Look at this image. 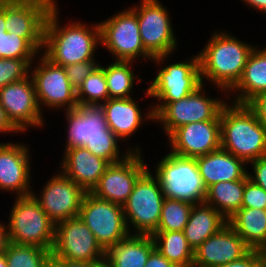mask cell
Returning a JSON list of instances; mask_svg holds the SVG:
<instances>
[{"label":"cell","instance_id":"f6af8a7d","mask_svg":"<svg viewBox=\"0 0 266 267\" xmlns=\"http://www.w3.org/2000/svg\"><path fill=\"white\" fill-rule=\"evenodd\" d=\"M9 244L8 230L6 221H0V254L6 251L7 245Z\"/></svg>","mask_w":266,"mask_h":267},{"label":"cell","instance_id":"9c48e42d","mask_svg":"<svg viewBox=\"0 0 266 267\" xmlns=\"http://www.w3.org/2000/svg\"><path fill=\"white\" fill-rule=\"evenodd\" d=\"M148 168L136 181L133 191L123 205L130 234L152 235L161 218L164 194L158 178ZM133 229V230H132Z\"/></svg>","mask_w":266,"mask_h":267},{"label":"cell","instance_id":"681fc988","mask_svg":"<svg viewBox=\"0 0 266 267\" xmlns=\"http://www.w3.org/2000/svg\"><path fill=\"white\" fill-rule=\"evenodd\" d=\"M0 267H8L5 252L0 254Z\"/></svg>","mask_w":266,"mask_h":267},{"label":"cell","instance_id":"5b68a950","mask_svg":"<svg viewBox=\"0 0 266 267\" xmlns=\"http://www.w3.org/2000/svg\"><path fill=\"white\" fill-rule=\"evenodd\" d=\"M170 56L173 57V55L157 56L151 61V64L154 63L159 67L155 78L148 82L150 85L144 90V96L156 99V104L181 100L203 84L198 54L169 64ZM166 60L168 62H165Z\"/></svg>","mask_w":266,"mask_h":267},{"label":"cell","instance_id":"603a6c76","mask_svg":"<svg viewBox=\"0 0 266 267\" xmlns=\"http://www.w3.org/2000/svg\"><path fill=\"white\" fill-rule=\"evenodd\" d=\"M59 169L85 192H91L110 165L85 147L63 150Z\"/></svg>","mask_w":266,"mask_h":267},{"label":"cell","instance_id":"b9f144b4","mask_svg":"<svg viewBox=\"0 0 266 267\" xmlns=\"http://www.w3.org/2000/svg\"><path fill=\"white\" fill-rule=\"evenodd\" d=\"M144 267H177L174 263L170 262L166 257L162 256L155 248L147 260Z\"/></svg>","mask_w":266,"mask_h":267},{"label":"cell","instance_id":"8d00e7d4","mask_svg":"<svg viewBox=\"0 0 266 267\" xmlns=\"http://www.w3.org/2000/svg\"><path fill=\"white\" fill-rule=\"evenodd\" d=\"M98 60H86L83 62L69 64L64 66L68 80L71 86L78 91L83 84V81L93 72L99 65Z\"/></svg>","mask_w":266,"mask_h":267},{"label":"cell","instance_id":"2e32d148","mask_svg":"<svg viewBox=\"0 0 266 267\" xmlns=\"http://www.w3.org/2000/svg\"><path fill=\"white\" fill-rule=\"evenodd\" d=\"M42 188L40 194L34 189L31 194L55 224L79 216L86 192L60 169L52 174Z\"/></svg>","mask_w":266,"mask_h":267},{"label":"cell","instance_id":"f907efd6","mask_svg":"<svg viewBox=\"0 0 266 267\" xmlns=\"http://www.w3.org/2000/svg\"><path fill=\"white\" fill-rule=\"evenodd\" d=\"M261 267H266V251L261 250Z\"/></svg>","mask_w":266,"mask_h":267},{"label":"cell","instance_id":"8fae6325","mask_svg":"<svg viewBox=\"0 0 266 267\" xmlns=\"http://www.w3.org/2000/svg\"><path fill=\"white\" fill-rule=\"evenodd\" d=\"M160 0H139L130 5L136 13L139 33L145 51L154 59L157 56L173 55L177 52L178 40L172 24L173 17Z\"/></svg>","mask_w":266,"mask_h":267},{"label":"cell","instance_id":"7402d4cb","mask_svg":"<svg viewBox=\"0 0 266 267\" xmlns=\"http://www.w3.org/2000/svg\"><path fill=\"white\" fill-rule=\"evenodd\" d=\"M250 250L251 248L227 224L194 249L193 264L201 267H218L241 259Z\"/></svg>","mask_w":266,"mask_h":267},{"label":"cell","instance_id":"52a82bcc","mask_svg":"<svg viewBox=\"0 0 266 267\" xmlns=\"http://www.w3.org/2000/svg\"><path fill=\"white\" fill-rule=\"evenodd\" d=\"M205 85L202 84L181 100L168 104L152 103L154 122L158 124L157 126L160 124L166 137L177 128L189 123L220 120L221 110L229 100L223 97L215 98L214 95L213 98L208 96Z\"/></svg>","mask_w":266,"mask_h":267},{"label":"cell","instance_id":"c3c4849f","mask_svg":"<svg viewBox=\"0 0 266 267\" xmlns=\"http://www.w3.org/2000/svg\"><path fill=\"white\" fill-rule=\"evenodd\" d=\"M7 32L5 27V0H0V33Z\"/></svg>","mask_w":266,"mask_h":267},{"label":"cell","instance_id":"484cf974","mask_svg":"<svg viewBox=\"0 0 266 267\" xmlns=\"http://www.w3.org/2000/svg\"><path fill=\"white\" fill-rule=\"evenodd\" d=\"M154 249L151 235L129 234L105 252L104 267H144Z\"/></svg>","mask_w":266,"mask_h":267},{"label":"cell","instance_id":"d6986e66","mask_svg":"<svg viewBox=\"0 0 266 267\" xmlns=\"http://www.w3.org/2000/svg\"><path fill=\"white\" fill-rule=\"evenodd\" d=\"M30 145L7 141L0 142V191L14 197L32 193V156Z\"/></svg>","mask_w":266,"mask_h":267},{"label":"cell","instance_id":"f35d334b","mask_svg":"<svg viewBox=\"0 0 266 267\" xmlns=\"http://www.w3.org/2000/svg\"><path fill=\"white\" fill-rule=\"evenodd\" d=\"M248 165L251 168L247 173L249 179L266 191V156L257 158Z\"/></svg>","mask_w":266,"mask_h":267},{"label":"cell","instance_id":"6da1fadb","mask_svg":"<svg viewBox=\"0 0 266 267\" xmlns=\"http://www.w3.org/2000/svg\"><path fill=\"white\" fill-rule=\"evenodd\" d=\"M59 5L49 11L44 29L41 54L58 66H67L86 60H96L95 51L101 45L99 23L87 25L80 20L60 21ZM99 45V46H98Z\"/></svg>","mask_w":266,"mask_h":267},{"label":"cell","instance_id":"d4e9b609","mask_svg":"<svg viewBox=\"0 0 266 267\" xmlns=\"http://www.w3.org/2000/svg\"><path fill=\"white\" fill-rule=\"evenodd\" d=\"M262 47L256 45L250 53L241 78L227 93L229 102L246 104L266 90V47Z\"/></svg>","mask_w":266,"mask_h":267},{"label":"cell","instance_id":"f546056e","mask_svg":"<svg viewBox=\"0 0 266 267\" xmlns=\"http://www.w3.org/2000/svg\"><path fill=\"white\" fill-rule=\"evenodd\" d=\"M151 236L158 252L177 267L193 265L194 250L183 231H155Z\"/></svg>","mask_w":266,"mask_h":267},{"label":"cell","instance_id":"836d02e7","mask_svg":"<svg viewBox=\"0 0 266 267\" xmlns=\"http://www.w3.org/2000/svg\"><path fill=\"white\" fill-rule=\"evenodd\" d=\"M50 250L33 245L9 242L5 251L8 267H42Z\"/></svg>","mask_w":266,"mask_h":267},{"label":"cell","instance_id":"60d3db41","mask_svg":"<svg viewBox=\"0 0 266 267\" xmlns=\"http://www.w3.org/2000/svg\"><path fill=\"white\" fill-rule=\"evenodd\" d=\"M218 267H261V250L251 249L241 259Z\"/></svg>","mask_w":266,"mask_h":267},{"label":"cell","instance_id":"4fadbf2b","mask_svg":"<svg viewBox=\"0 0 266 267\" xmlns=\"http://www.w3.org/2000/svg\"><path fill=\"white\" fill-rule=\"evenodd\" d=\"M79 217L105 252L130 234L123 206L99 199L90 192L83 196Z\"/></svg>","mask_w":266,"mask_h":267},{"label":"cell","instance_id":"44dd1931","mask_svg":"<svg viewBox=\"0 0 266 267\" xmlns=\"http://www.w3.org/2000/svg\"><path fill=\"white\" fill-rule=\"evenodd\" d=\"M167 141L169 151L183 157L197 158L214 152L221 148L220 120L183 125Z\"/></svg>","mask_w":266,"mask_h":267},{"label":"cell","instance_id":"30bf717a","mask_svg":"<svg viewBox=\"0 0 266 267\" xmlns=\"http://www.w3.org/2000/svg\"><path fill=\"white\" fill-rule=\"evenodd\" d=\"M100 26V47L111 53L116 61L139 60L151 62L153 58L145 51L136 13L127 7L124 10L111 14L109 18L98 22ZM141 57V58H140ZM137 59V60H136Z\"/></svg>","mask_w":266,"mask_h":267},{"label":"cell","instance_id":"3957f363","mask_svg":"<svg viewBox=\"0 0 266 267\" xmlns=\"http://www.w3.org/2000/svg\"><path fill=\"white\" fill-rule=\"evenodd\" d=\"M65 112L66 140L64 149L85 147L110 164L123 161L132 151H120L121 140L108 128L101 105H78ZM121 153V154H120Z\"/></svg>","mask_w":266,"mask_h":267},{"label":"cell","instance_id":"bcb514c9","mask_svg":"<svg viewBox=\"0 0 266 267\" xmlns=\"http://www.w3.org/2000/svg\"><path fill=\"white\" fill-rule=\"evenodd\" d=\"M42 267H66V259L58 258L50 253L45 259Z\"/></svg>","mask_w":266,"mask_h":267},{"label":"cell","instance_id":"ba28073f","mask_svg":"<svg viewBox=\"0 0 266 267\" xmlns=\"http://www.w3.org/2000/svg\"><path fill=\"white\" fill-rule=\"evenodd\" d=\"M9 214L6 223L9 242L52 250L56 224L32 194L15 197Z\"/></svg>","mask_w":266,"mask_h":267},{"label":"cell","instance_id":"7bdbcfd3","mask_svg":"<svg viewBox=\"0 0 266 267\" xmlns=\"http://www.w3.org/2000/svg\"><path fill=\"white\" fill-rule=\"evenodd\" d=\"M8 133V134H7ZM0 134H21V132L12 124L4 108L0 104Z\"/></svg>","mask_w":266,"mask_h":267},{"label":"cell","instance_id":"5bb4252c","mask_svg":"<svg viewBox=\"0 0 266 267\" xmlns=\"http://www.w3.org/2000/svg\"><path fill=\"white\" fill-rule=\"evenodd\" d=\"M57 0H5V27L23 37L39 54L43 49L45 22Z\"/></svg>","mask_w":266,"mask_h":267},{"label":"cell","instance_id":"ffe728a7","mask_svg":"<svg viewBox=\"0 0 266 267\" xmlns=\"http://www.w3.org/2000/svg\"><path fill=\"white\" fill-rule=\"evenodd\" d=\"M101 106L105 112L108 128H110L122 142H126V144H123L124 147L132 152H142L143 149L138 143L136 144L137 146L135 143L134 146H132L128 141L137 131L139 132L141 126L147 122H154L152 105H148L147 111H142L143 109H141L142 107L137 103L136 97H131L108 99L101 104ZM143 112H146V114Z\"/></svg>","mask_w":266,"mask_h":267},{"label":"cell","instance_id":"ac0fdd59","mask_svg":"<svg viewBox=\"0 0 266 267\" xmlns=\"http://www.w3.org/2000/svg\"><path fill=\"white\" fill-rule=\"evenodd\" d=\"M142 152H131L123 161L110 164L90 192L95 197L123 206L138 178L149 168Z\"/></svg>","mask_w":266,"mask_h":267},{"label":"cell","instance_id":"8992f818","mask_svg":"<svg viewBox=\"0 0 266 267\" xmlns=\"http://www.w3.org/2000/svg\"><path fill=\"white\" fill-rule=\"evenodd\" d=\"M156 163L153 173L160 182L165 198L193 205L205 203L207 187L199 173L196 158L169 151Z\"/></svg>","mask_w":266,"mask_h":267},{"label":"cell","instance_id":"d6a6232c","mask_svg":"<svg viewBox=\"0 0 266 267\" xmlns=\"http://www.w3.org/2000/svg\"><path fill=\"white\" fill-rule=\"evenodd\" d=\"M192 207L193 204L165 198L156 231H183L189 220Z\"/></svg>","mask_w":266,"mask_h":267},{"label":"cell","instance_id":"1f68e13d","mask_svg":"<svg viewBox=\"0 0 266 267\" xmlns=\"http://www.w3.org/2000/svg\"><path fill=\"white\" fill-rule=\"evenodd\" d=\"M109 99L104 66L101 63L83 81L77 91L78 105H101Z\"/></svg>","mask_w":266,"mask_h":267},{"label":"cell","instance_id":"d590c367","mask_svg":"<svg viewBox=\"0 0 266 267\" xmlns=\"http://www.w3.org/2000/svg\"><path fill=\"white\" fill-rule=\"evenodd\" d=\"M35 59L0 58V89L21 81L30 75V65Z\"/></svg>","mask_w":266,"mask_h":267},{"label":"cell","instance_id":"816d5d0a","mask_svg":"<svg viewBox=\"0 0 266 267\" xmlns=\"http://www.w3.org/2000/svg\"><path fill=\"white\" fill-rule=\"evenodd\" d=\"M191 267H201V266H198V265H194V264H193Z\"/></svg>","mask_w":266,"mask_h":267},{"label":"cell","instance_id":"e575fe53","mask_svg":"<svg viewBox=\"0 0 266 267\" xmlns=\"http://www.w3.org/2000/svg\"><path fill=\"white\" fill-rule=\"evenodd\" d=\"M39 53L16 33H0V58L7 59H37Z\"/></svg>","mask_w":266,"mask_h":267},{"label":"cell","instance_id":"9a60e30c","mask_svg":"<svg viewBox=\"0 0 266 267\" xmlns=\"http://www.w3.org/2000/svg\"><path fill=\"white\" fill-rule=\"evenodd\" d=\"M51 253L71 261L105 260V251L79 216L56 224Z\"/></svg>","mask_w":266,"mask_h":267},{"label":"cell","instance_id":"277c9868","mask_svg":"<svg viewBox=\"0 0 266 267\" xmlns=\"http://www.w3.org/2000/svg\"><path fill=\"white\" fill-rule=\"evenodd\" d=\"M221 148L247 164L266 156V128L246 104L229 102L220 113Z\"/></svg>","mask_w":266,"mask_h":267},{"label":"cell","instance_id":"ee69618b","mask_svg":"<svg viewBox=\"0 0 266 267\" xmlns=\"http://www.w3.org/2000/svg\"><path fill=\"white\" fill-rule=\"evenodd\" d=\"M105 260L71 261L66 259V267H104Z\"/></svg>","mask_w":266,"mask_h":267},{"label":"cell","instance_id":"83f0119b","mask_svg":"<svg viewBox=\"0 0 266 267\" xmlns=\"http://www.w3.org/2000/svg\"><path fill=\"white\" fill-rule=\"evenodd\" d=\"M228 224L251 249L262 250L266 246V210L241 207Z\"/></svg>","mask_w":266,"mask_h":267},{"label":"cell","instance_id":"7a4b0ae2","mask_svg":"<svg viewBox=\"0 0 266 267\" xmlns=\"http://www.w3.org/2000/svg\"><path fill=\"white\" fill-rule=\"evenodd\" d=\"M210 35L198 53L201 80L203 84L210 82L221 92V97L228 98L227 93L241 78L247 59L256 45H252L251 41L246 43L223 29L217 28Z\"/></svg>","mask_w":266,"mask_h":267},{"label":"cell","instance_id":"74e56055","mask_svg":"<svg viewBox=\"0 0 266 267\" xmlns=\"http://www.w3.org/2000/svg\"><path fill=\"white\" fill-rule=\"evenodd\" d=\"M241 207L266 210V191L249 179L245 183Z\"/></svg>","mask_w":266,"mask_h":267},{"label":"cell","instance_id":"e0dca14e","mask_svg":"<svg viewBox=\"0 0 266 267\" xmlns=\"http://www.w3.org/2000/svg\"><path fill=\"white\" fill-rule=\"evenodd\" d=\"M0 104L12 124L23 135L31 128L41 130L46 124L45 114L39 108L35 86L30 75L0 89Z\"/></svg>","mask_w":266,"mask_h":267},{"label":"cell","instance_id":"ab89813d","mask_svg":"<svg viewBox=\"0 0 266 267\" xmlns=\"http://www.w3.org/2000/svg\"><path fill=\"white\" fill-rule=\"evenodd\" d=\"M246 105L255 114L258 122L266 128V90L257 94Z\"/></svg>","mask_w":266,"mask_h":267},{"label":"cell","instance_id":"f1b7e54d","mask_svg":"<svg viewBox=\"0 0 266 267\" xmlns=\"http://www.w3.org/2000/svg\"><path fill=\"white\" fill-rule=\"evenodd\" d=\"M244 179L236 181H221L207 188L205 203L218 210L227 220L242 206L245 183Z\"/></svg>","mask_w":266,"mask_h":267},{"label":"cell","instance_id":"7c38bea8","mask_svg":"<svg viewBox=\"0 0 266 267\" xmlns=\"http://www.w3.org/2000/svg\"><path fill=\"white\" fill-rule=\"evenodd\" d=\"M30 65L40 110H71L78 106L77 92L71 86L63 66L50 62L41 53ZM49 108V109H48Z\"/></svg>","mask_w":266,"mask_h":267},{"label":"cell","instance_id":"cb8c5ba5","mask_svg":"<svg viewBox=\"0 0 266 267\" xmlns=\"http://www.w3.org/2000/svg\"><path fill=\"white\" fill-rule=\"evenodd\" d=\"M199 173L208 188L221 181L244 179L248 164L222 148L196 158Z\"/></svg>","mask_w":266,"mask_h":267},{"label":"cell","instance_id":"4316f807","mask_svg":"<svg viewBox=\"0 0 266 267\" xmlns=\"http://www.w3.org/2000/svg\"><path fill=\"white\" fill-rule=\"evenodd\" d=\"M227 224L228 220L214 207L206 203L195 204L183 232L194 250Z\"/></svg>","mask_w":266,"mask_h":267},{"label":"cell","instance_id":"4dcf8cb0","mask_svg":"<svg viewBox=\"0 0 266 267\" xmlns=\"http://www.w3.org/2000/svg\"><path fill=\"white\" fill-rule=\"evenodd\" d=\"M134 63L114 60L106 66L104 64L109 99L133 97L135 84L144 80L134 73Z\"/></svg>","mask_w":266,"mask_h":267},{"label":"cell","instance_id":"7dc6e473","mask_svg":"<svg viewBox=\"0 0 266 267\" xmlns=\"http://www.w3.org/2000/svg\"><path fill=\"white\" fill-rule=\"evenodd\" d=\"M246 4V7L249 6L252 10H256L259 13H263L266 16V0H241V2Z\"/></svg>","mask_w":266,"mask_h":267}]
</instances>
